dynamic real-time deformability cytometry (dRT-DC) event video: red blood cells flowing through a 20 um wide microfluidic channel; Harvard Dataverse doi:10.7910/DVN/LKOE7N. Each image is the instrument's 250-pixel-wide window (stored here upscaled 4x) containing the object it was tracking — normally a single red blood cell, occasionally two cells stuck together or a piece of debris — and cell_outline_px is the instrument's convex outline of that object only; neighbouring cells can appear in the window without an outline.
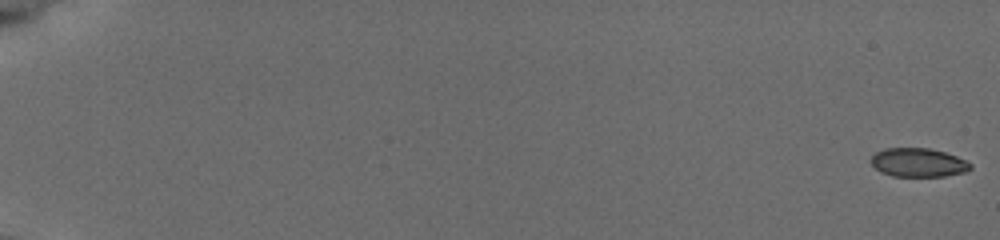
{"species": "common noctule bat (a hibernating species)", "species_latin": "Nyctalus noctula", "temperature_condition": "cold", "stored_images_in_passage": 57, "camera_frame_rate_fps": 3000, "um_per_image_px": 0.085, "animal": {"sex": "female", "body_mass_g": 19.5, "forearm_length_mm": 54.1}, "frame": {"image": 1, "passage_image": 1, "time_ms": 0.0, "image_size_px": [1000, 240], "cell_outline_px": [[972, 168], [964, 172], [944, 176], [892, 176], [880, 172], [868, 160], [876, 152], [884, 148], [928, 148], [944, 152], [956, 156], [972, 164]], "centroid_in_image_um": [78.02, 13.81], "position_along_channel_um": 7.0, "area_um2": 16.65}}
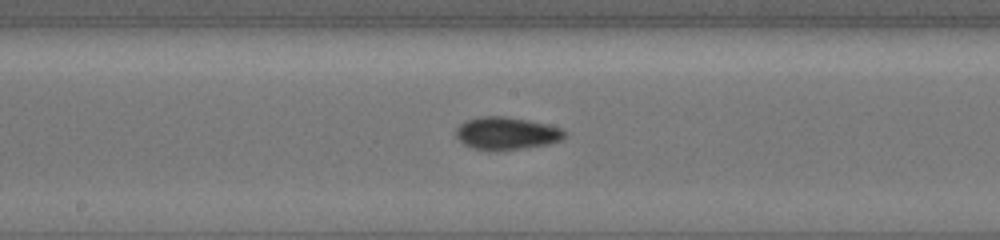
{"frame": {"image": 2, "passage_image": 33, "time_ms": 10.667, "image_size_px": [1000, 240], "cell_outline_px": [[564, 136], [560, 140], [548, 144], [524, 148], [496, 152], [492, 152], [472, 148], [464, 144], [456, 136], [456, 128], [464, 120], [480, 116], [504, 116], [528, 120], [548, 124], [564, 128]], "centroid_in_image_um": [43.02, 11.34], "position_along_channel_um": 205.2, "area_um2": 20.98}}
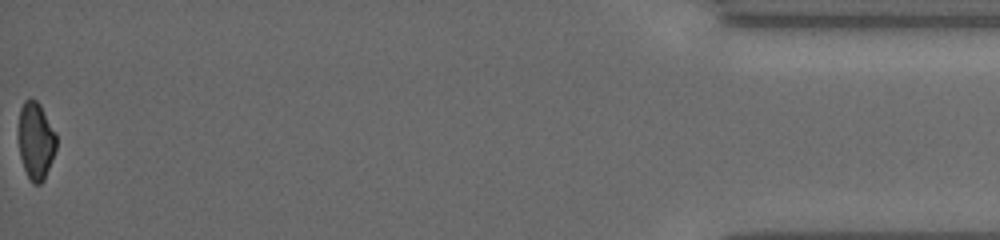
{"frame": {"image": 3, "passage_image": 57, "time_ms": 18.667, "image_size_px": [1000, 240], "cell_outline_px": [[56, 148], [52, 160], [44, 180], [40, 184], [32, 184], [24, 168], [20, 156], [16, 136], [16, 128], [20, 108], [24, 100], [36, 100], [40, 104], [56, 132]], "centroid_in_image_um": [3.0, 11.95], "position_along_channel_um": 432.2, "area_um2": 17.57}, "authors_computed_cell_mechanics": {"area_um2": 18.6694, "velocity_mm_per_s": 3.8418, "shape_relaxation_time_tau1_ms": 4.1629, "shape_relaxation_time_tau2_ms": null, "deformation_change_tau1": 0.0993, "deformation_change_tau2": null}}